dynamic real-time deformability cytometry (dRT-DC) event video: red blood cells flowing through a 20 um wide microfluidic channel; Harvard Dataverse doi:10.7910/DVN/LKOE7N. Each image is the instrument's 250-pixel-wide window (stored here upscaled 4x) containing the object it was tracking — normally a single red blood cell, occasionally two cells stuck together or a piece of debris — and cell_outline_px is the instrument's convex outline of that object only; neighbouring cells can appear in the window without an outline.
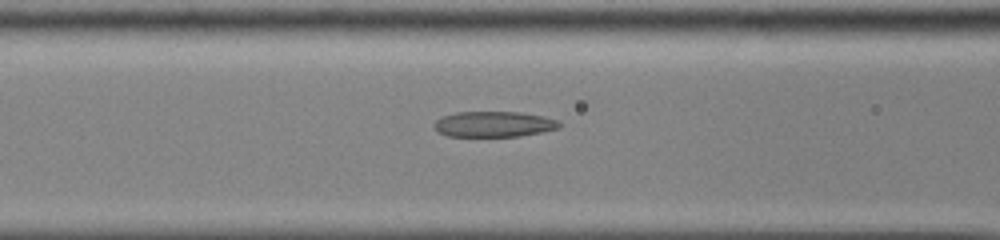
{"species": "common noctule bat (a hibernating species)", "species_latin": "Nyctalus noctula", "temperature_condition": "cold", "stored_images_in_passage": 36, "camera_frame_rate_fps": 3000, "um_per_image_px": 0.085, "animal": {"sex": "male", "body_mass_g": 13.0, "forearm_length_mm": 53.1}, "frame": {"image": 1, "passage_image": 6, "time_ms": 1.667, "image_size_px": [1000, 240], "cell_outline_px": [[560, 128], [520, 136], [448, 136], [440, 132], [432, 124], [440, 116], [456, 112], [520, 112], [544, 116], [556, 120], [560, 124]], "centroid_in_image_um": [41.96, 10.54], "position_along_channel_um": 124.6, "area_um2": 18.61}}
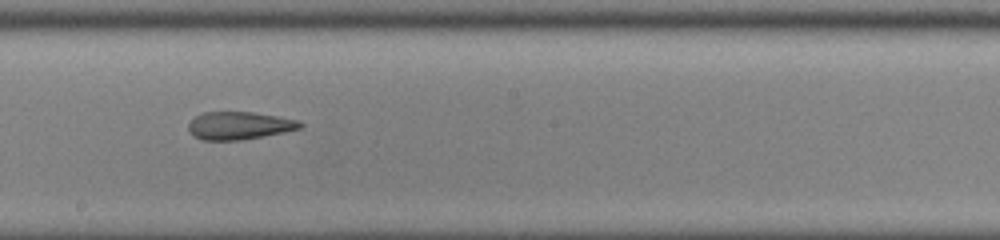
{"frame": {"image": 2, "passage_image": 14, "time_ms": 4.333, "image_size_px": [1000, 240], "cell_outline_px": [[304, 124], [300, 128], [284, 132], [264, 136], [240, 140], [204, 140], [192, 136], [188, 128], [188, 124], [196, 116], [204, 112], [252, 112], [300, 120]], "centroid_in_image_um": [20.34, 10.68], "position_along_channel_um": 227.9, "area_um2": 18.03}}
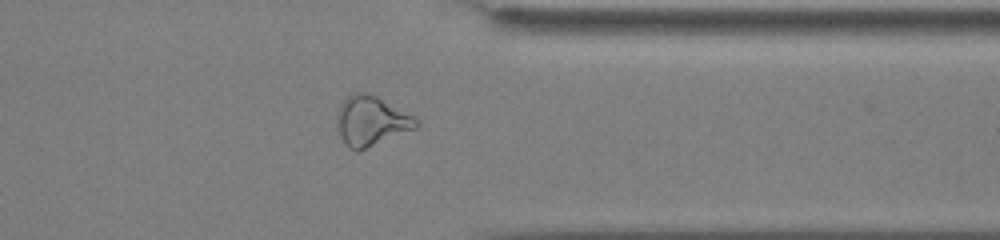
{"frame": {"image": 3, "passage_image": 26, "time_ms": 8.333, "image_size_px": [1000, 240], "cell_outline_px": [[420, 124], [416, 128], [356, 152], [348, 148], [344, 144], [336, 128], [336, 116], [340, 104], [352, 92], [368, 92], [376, 96], [420, 120]], "centroid_in_image_um": [31.5, 10.28], "position_along_channel_um": 379.9, "area_um2": 23.0}, "authors_computed_cell_mechanics": {"area_um2": 19.2474, "velocity_mm_per_s": 3.8752, "shape_relaxation_time_tau1_ms": null, "shape_relaxation_time_tau2_ms": 2.1282, "deformation_change_tau1": null, "deformation_change_tau2": 0.1173}}